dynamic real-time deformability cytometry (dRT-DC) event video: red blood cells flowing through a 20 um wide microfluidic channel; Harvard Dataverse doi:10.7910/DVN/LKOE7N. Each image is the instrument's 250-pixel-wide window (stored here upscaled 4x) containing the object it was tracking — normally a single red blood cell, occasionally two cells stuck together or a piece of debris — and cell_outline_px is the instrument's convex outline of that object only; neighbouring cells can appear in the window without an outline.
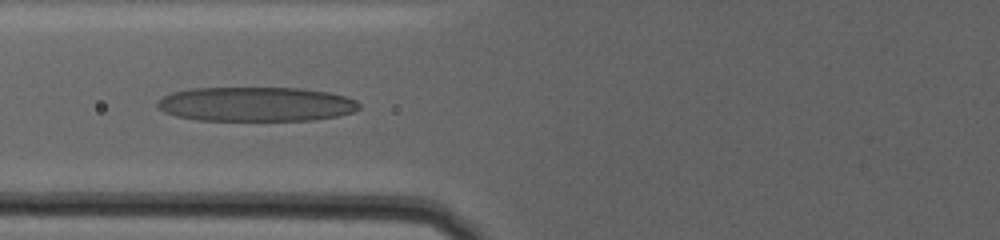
{"species": "human", "species_latin": "Homo sapiens", "temperature_condition": "warm", "stored_images_in_passage": 47, "camera_frame_rate_fps": 3000, "um_per_image_px": 0.085, "donor": {"sex": "female"}, "frame": {"image": 1, "passage_image": 7, "time_ms": 2.0, "image_size_px": [1000, 240], "cell_outline_px": [[360, 108], [352, 112], [336, 116], [316, 120], [196, 120], [176, 116], [164, 112], [156, 104], [164, 96], [172, 92], [188, 88], [300, 88], [328, 92], [344, 96], [356, 100], [360, 104]], "centroid_in_image_um": [21.76, 8.85], "position_along_channel_um": 104.0, "area_um2": 40.46}}
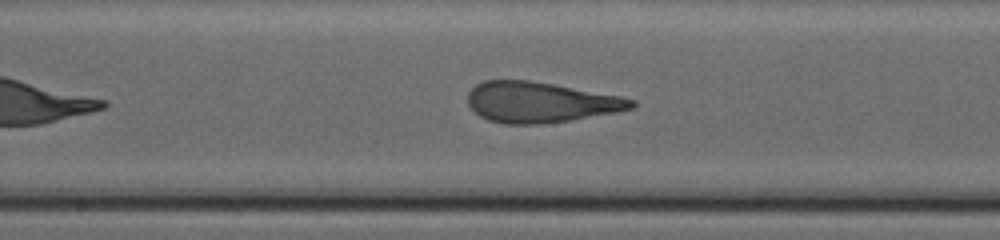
{"frame": {"image": 2, "passage_image": 17, "time_ms": 5.333, "image_size_px": [1000, 240], "cell_outline_px": [[636, 104], [632, 108], [616, 112], [544, 124], [504, 124], [488, 120], [480, 116], [468, 104], [468, 92], [476, 84], [484, 80], [528, 80], [552, 84], [620, 96], [636, 100]], "centroid_in_image_um": [45.9, 8.69], "position_along_channel_um": 202.3, "area_um2": 38.44}}
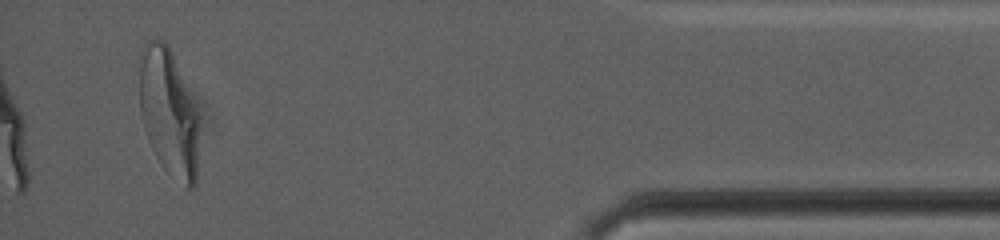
{"frame": {"image": 3, "passage_image": 44, "time_ms": 14.333, "image_size_px": [1000, 240], "cell_outline_px": [[200, 128], [196, 184], [192, 188], [188, 188], [168, 172], [160, 164], [148, 140], [144, 128], [140, 112], [136, 60], [144, 40], [156, 36], [164, 40], [168, 44], [172, 52], [200, 116]], "centroid_in_image_um": [14.3, 9.45], "position_along_channel_um": 420.9, "area_um2": 46.07}, "authors_computed_cell_mechanics": {"area_um2": 39.2462, "velocity_mm_per_s": 2.9313, "shape_relaxation_time_tau1_ms": 6.7626, "shape_relaxation_time_tau2_ms": 1.2848, "deformation_change_tau1": 0.2719, "deformation_change_tau2": 0.1045}}